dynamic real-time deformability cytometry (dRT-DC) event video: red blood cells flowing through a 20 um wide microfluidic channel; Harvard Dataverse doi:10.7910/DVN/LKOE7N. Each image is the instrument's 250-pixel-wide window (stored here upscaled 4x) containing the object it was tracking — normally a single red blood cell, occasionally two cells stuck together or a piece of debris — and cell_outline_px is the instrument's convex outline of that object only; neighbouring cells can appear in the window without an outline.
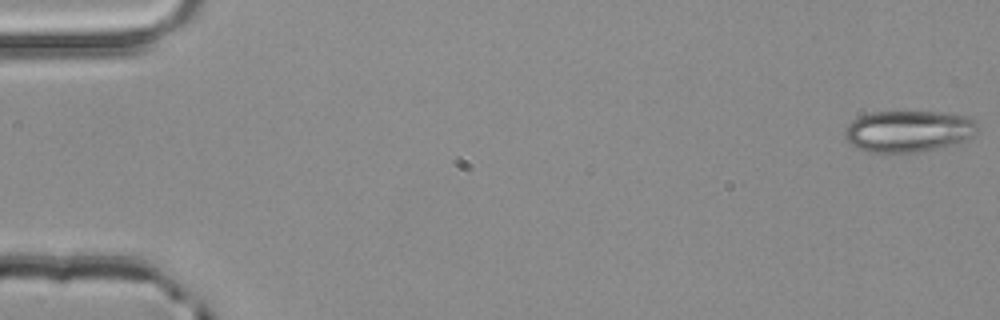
{"species": "common noctule bat (a hibernating species)", "species_latin": "Nyctalus noctula", "temperature_condition": "room temperature", "stored_images_in_passage": 3, "camera_frame_rate_fps": 3000, "um_per_image_px": 0.085, "animal": {"sex": "male", "body_mass_g": 20.4}, "frame": {"image": 1, "passage_image": 1, "time_ms": 0.0, "image_size_px": [1000, 320], "cell_outline_px": [[976, 132], [972, 136], [960, 144], [920, 152], [884, 156], [868, 152], [852, 144], [844, 136], [844, 132], [848, 124], [852, 120], [868, 112], [940, 112], [968, 116], [976, 124]], "centroid_in_image_um": [77.2, 11.2], "position_along_channel_um": 7.8, "area_um2": 32.95}}